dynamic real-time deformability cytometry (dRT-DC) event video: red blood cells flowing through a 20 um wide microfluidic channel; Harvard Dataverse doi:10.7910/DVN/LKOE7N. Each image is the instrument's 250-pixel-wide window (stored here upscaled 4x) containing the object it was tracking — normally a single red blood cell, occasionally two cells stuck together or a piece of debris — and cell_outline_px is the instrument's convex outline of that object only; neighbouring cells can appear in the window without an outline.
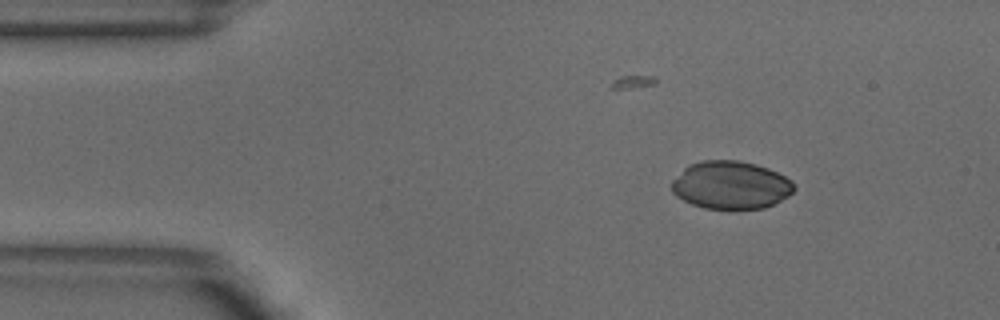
{"species": "common noctule bat (a hibernating species)", "species_latin": "Nyctalus noctula", "temperature_condition": "warm", "stored_images_in_passage": 49, "camera_frame_rate_fps": 3000, "um_per_image_px": 0.085, "animal": {"sex": "male", "body_mass_g": 18.8}, "frame": {"image": 1, "passage_image": 6, "time_ms": 1.667, "image_size_px": [1000, 320], "cell_outline_px": [[796, 188], [788, 196], [764, 208], [736, 212], [728, 212], [704, 208], [692, 204], [676, 196], [672, 192], [672, 180], [688, 164], [700, 160], [740, 160], [756, 164], [768, 168], [792, 180]], "centroid_in_image_um": [62.11, 15.77], "position_along_channel_um": 22.9, "area_um2": 35.08}}
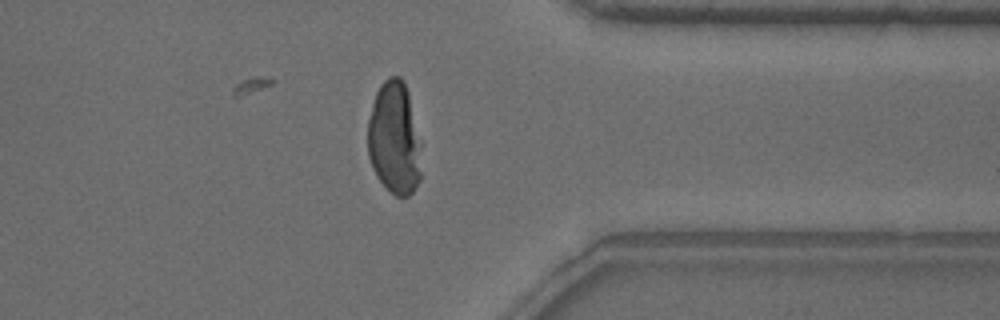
{"frame": {"image": 2, "passage_image": 39, "time_ms": 12.667, "image_size_px": [1000, 320], "cell_outline_px": [[420, 180], [412, 192], [408, 196], [396, 196], [376, 176], [372, 168], [368, 156], [368, 120], [372, 104], [376, 92], [380, 84], [388, 76], [400, 76], [404, 80], [408, 92], [420, 144]], "centroid_in_image_um": [33.5, 11.73], "position_along_channel_um": 377.9, "area_um2": 35.08}}